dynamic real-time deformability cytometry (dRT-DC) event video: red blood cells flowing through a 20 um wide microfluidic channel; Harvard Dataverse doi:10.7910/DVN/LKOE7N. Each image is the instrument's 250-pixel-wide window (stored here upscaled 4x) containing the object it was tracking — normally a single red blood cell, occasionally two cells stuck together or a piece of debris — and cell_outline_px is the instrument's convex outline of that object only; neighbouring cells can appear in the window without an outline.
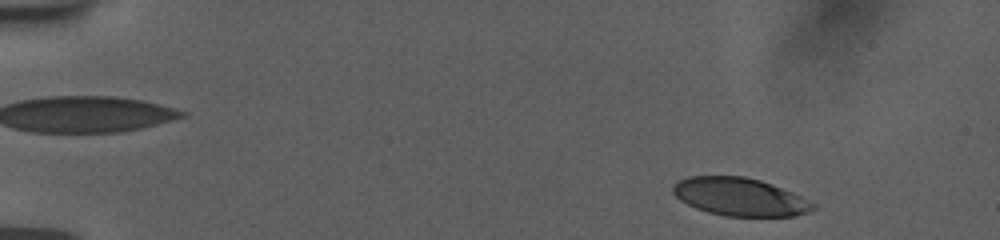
{"species": "human", "species_latin": "Homo sapiens", "temperature_condition": "room temperature", "stored_images_in_passage": 51, "camera_frame_rate_fps": 3000, "um_per_image_px": 0.085, "donor": {"sex": "female"}, "frame": {"image": 1, "passage_image": 3, "time_ms": 0.667, "image_size_px": [1000, 240], "cell_outline_px": [[816, 208], [808, 212], [796, 216], [724, 216], [708, 212], [696, 208], [680, 200], [672, 192], [672, 184], [688, 176], [744, 176], [760, 180], [772, 184], [792, 192], [816, 204]], "centroid_in_image_um": [62.88, 16.73], "position_along_channel_um": 22.1, "area_um2": 31.04}}
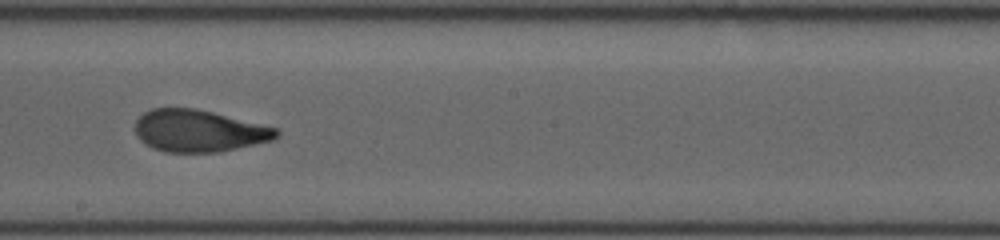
{"frame": {"image": 2, "passage_image": 29, "time_ms": 9.333, "image_size_px": [1000, 240], "cell_outline_px": [[280, 132], [272, 140], [220, 152], [164, 152], [152, 148], [144, 144], [136, 136], [136, 120], [144, 112], [152, 108], [196, 108], [280, 128]], "centroid_in_image_um": [16.9, 11.12], "position_along_channel_um": 231.3, "area_um2": 34.74}}
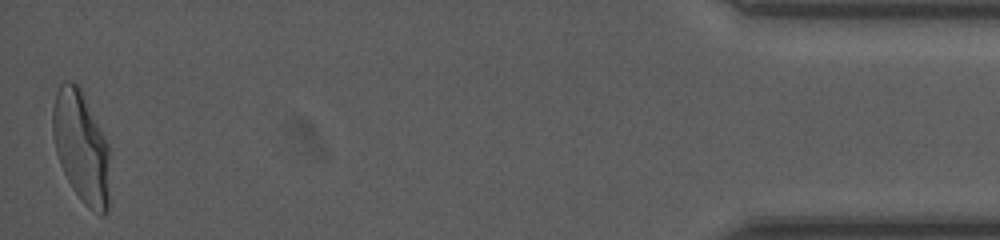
{"frame": {"image": 3, "passage_image": 51, "time_ms": 16.667, "image_size_px": [1000, 240], "cell_outline_px": [[108, 212], [104, 216], [100, 216], [88, 208], [80, 200], [72, 188], [60, 164], [56, 152], [52, 136], [52, 108], [56, 92], [60, 84], [64, 80], [72, 80], [80, 84], [108, 144]], "centroid_in_image_um": [6.88, 12.45], "position_along_channel_um": 428.3, "area_um2": 37.57}, "authors_computed_cell_mechanics": {"area_um2": 34.7956, "velocity_mm_per_s": 3.7619, "shape_relaxation_time_tau1_ms": 5.8019, "shape_relaxation_time_tau2_ms": 1.4884, "deformation_change_tau1": 0.2259, "deformation_change_tau2": 0.0711}}